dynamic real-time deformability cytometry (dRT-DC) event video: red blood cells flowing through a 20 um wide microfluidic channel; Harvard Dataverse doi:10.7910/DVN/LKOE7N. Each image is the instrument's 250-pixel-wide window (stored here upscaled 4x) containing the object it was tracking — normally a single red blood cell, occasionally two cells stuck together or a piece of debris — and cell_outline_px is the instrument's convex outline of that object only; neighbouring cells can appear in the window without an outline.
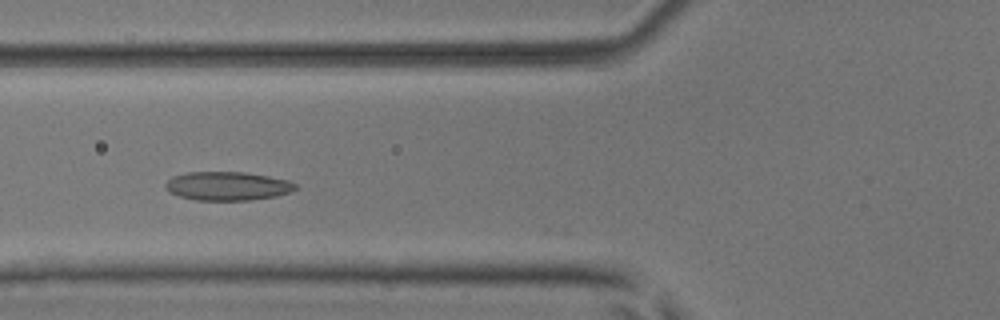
{"species": "common noctule bat (a hibernating species)", "species_latin": "Nyctalus noctula", "temperature_condition": "room temperature", "stored_images_in_passage": 34, "camera_frame_rate_fps": 3000, "um_per_image_px": 0.085, "animal": {"sex": "male", "body_mass_g": 17.9, "forearm_length_mm": 54.2}, "frame": {"image": 1, "passage_image": 3, "time_ms": 0.667, "image_size_px": [1000, 320], "cell_outline_px": [[296, 188], [288, 192], [276, 196], [248, 200], [196, 200], [180, 196], [164, 188], [164, 184], [172, 176], [188, 172], [244, 172], [268, 176], [288, 180], [296, 184]], "centroid_in_image_um": [19.31, 15.8], "position_along_channel_um": 106.5, "area_um2": 21.56}}
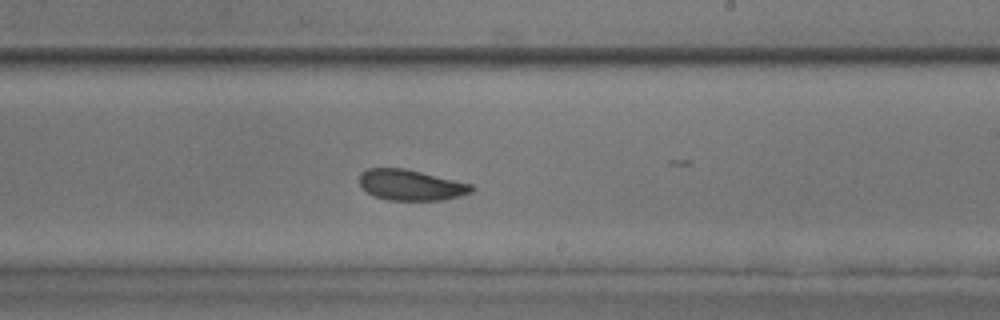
{"frame": {"image": 2, "passage_image": 14, "time_ms": 4.333, "image_size_px": [1000, 320], "cell_outline_px": [[476, 188], [472, 192], [460, 196], [440, 200], [388, 200], [376, 196], [368, 192], [360, 184], [360, 172], [368, 168], [404, 168], [472, 184]], "centroid_in_image_um": [34.95, 15.72], "position_along_channel_um": 254.1, "area_um2": 19.94}}
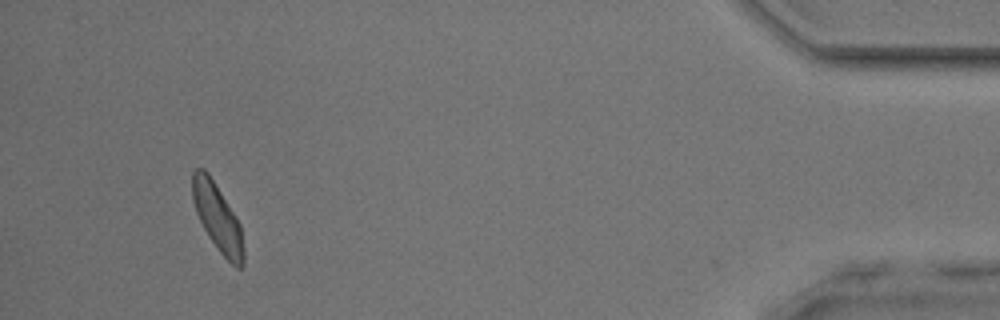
{"frame": {"image": 3, "passage_image": 31, "time_ms": 10.0, "image_size_px": [1000, 320], "cell_outline_px": [[244, 264], [240, 268], [236, 268], [220, 252], [208, 236], [196, 212], [192, 200], [192, 172], [196, 168], [204, 168], [208, 172], [236, 216], [240, 224], [244, 248]], "centroid_in_image_um": [18.49, 18.49], "position_along_channel_um": 416.7, "area_um2": 20.06}, "authors_computed_cell_mechanics": {"area_um2": 20.3456, "velocity_mm_per_s": 4.0438, "shape_relaxation_time_tau1_ms": 4.5642, "shape_relaxation_time_tau2_ms": 4.5893, "deformation_change_tau1": 0.0984, "deformation_change_tau2": 0.0953}}